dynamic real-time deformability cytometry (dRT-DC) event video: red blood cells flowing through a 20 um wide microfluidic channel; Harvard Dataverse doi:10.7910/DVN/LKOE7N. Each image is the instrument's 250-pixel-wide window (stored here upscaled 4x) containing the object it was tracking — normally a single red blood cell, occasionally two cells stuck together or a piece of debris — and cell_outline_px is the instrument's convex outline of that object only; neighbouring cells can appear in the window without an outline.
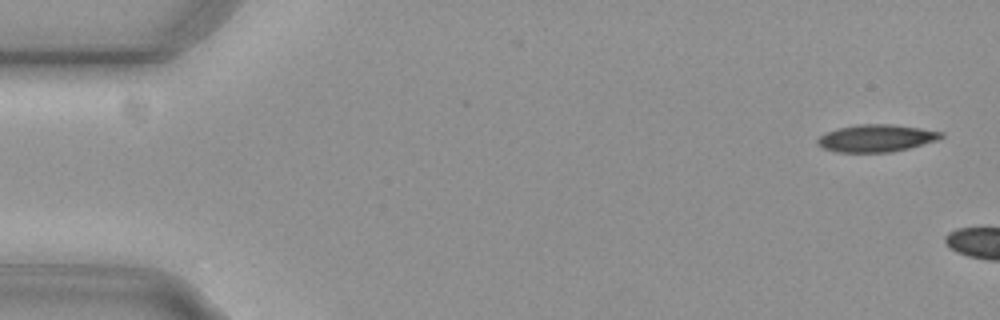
{"species": "common noctule bat (a hibernating species)", "species_latin": "Nyctalus noctula", "temperature_condition": "cold", "stored_images_in_passage": 10, "camera_frame_rate_fps": 3000, "um_per_image_px": 0.085, "animal": {"sex": "female", "body_mass_g": 29.2, "forearm_length_mm": 56.3}, "frame": {"image": 1, "passage_image": 2, "time_ms": 0.333, "image_size_px": [1000, 320], "cell_outline_px": [[944, 136], [936, 140], [908, 148], [892, 152], [836, 152], [820, 148], [816, 144], [816, 140], [820, 136], [828, 132], [840, 128], [856, 124], [892, 124], [920, 128], [944, 132]], "centroid_in_image_um": [74.45, 11.75], "position_along_channel_um": 10.5, "area_um2": 19.65}}